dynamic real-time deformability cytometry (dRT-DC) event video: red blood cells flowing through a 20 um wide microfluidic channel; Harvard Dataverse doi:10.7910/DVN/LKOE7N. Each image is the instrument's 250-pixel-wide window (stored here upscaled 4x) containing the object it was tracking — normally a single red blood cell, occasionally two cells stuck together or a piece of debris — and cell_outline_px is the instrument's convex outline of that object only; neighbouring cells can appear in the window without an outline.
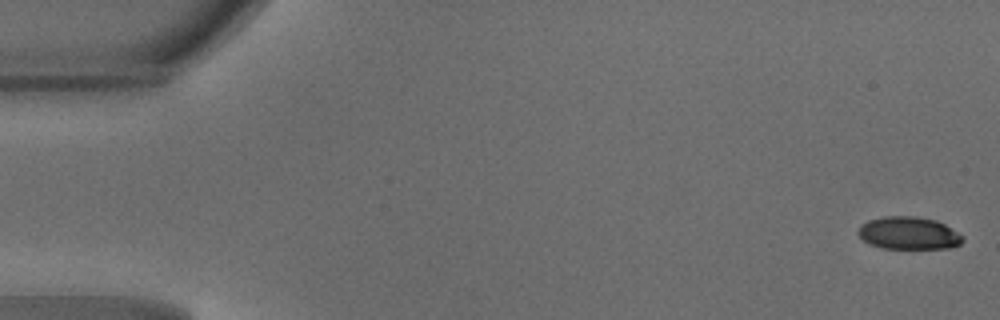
{"species": "common noctule bat (a hibernating species)", "species_latin": "Nyctalus noctula", "temperature_condition": "warm", "stored_images_in_passage": 5, "camera_frame_rate_fps": 3000, "um_per_image_px": 0.085, "animal": {"sex": "male", "body_mass_g": 18.8}, "frame": {"image": 1, "passage_image": 1, "time_ms": 0.0, "image_size_px": [1000, 320], "cell_outline_px": [[964, 240], [960, 244], [948, 248], [880, 248], [868, 244], [856, 232], [860, 224], [868, 220], [884, 216], [916, 216], [936, 220], [944, 224], [964, 236]], "centroid_in_image_um": [77.21, 19.81], "position_along_channel_um": 7.8, "area_um2": 20.0}}